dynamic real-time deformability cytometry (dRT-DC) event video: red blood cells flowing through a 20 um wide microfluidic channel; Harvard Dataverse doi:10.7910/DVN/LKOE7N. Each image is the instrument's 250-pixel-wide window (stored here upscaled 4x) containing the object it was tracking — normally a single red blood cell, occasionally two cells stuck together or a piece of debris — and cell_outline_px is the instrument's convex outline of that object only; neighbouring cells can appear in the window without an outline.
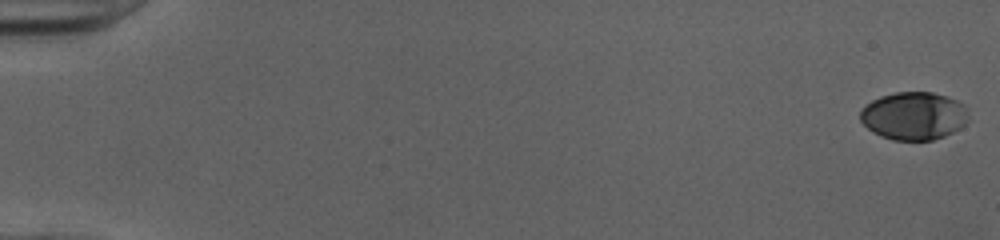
{"species": "human", "species_latin": "Homo sapiens", "temperature_condition": "cold", "stored_images_in_passage": 9, "camera_frame_rate_fps": 3000, "um_per_image_px": 0.085, "donor": {"sex": "female"}, "frame": {"image": 1, "passage_image": 1, "time_ms": 0.0, "image_size_px": [1000, 240], "cell_outline_px": [[968, 120], [960, 128], [944, 136], [932, 140], [892, 140], [880, 136], [872, 132], [860, 120], [860, 112], [864, 104], [880, 96], [896, 92], [932, 92], [948, 96], [964, 104], [968, 116]], "centroid_in_image_um": [77.65, 9.84], "position_along_channel_um": 7.3, "area_um2": 30.4}}